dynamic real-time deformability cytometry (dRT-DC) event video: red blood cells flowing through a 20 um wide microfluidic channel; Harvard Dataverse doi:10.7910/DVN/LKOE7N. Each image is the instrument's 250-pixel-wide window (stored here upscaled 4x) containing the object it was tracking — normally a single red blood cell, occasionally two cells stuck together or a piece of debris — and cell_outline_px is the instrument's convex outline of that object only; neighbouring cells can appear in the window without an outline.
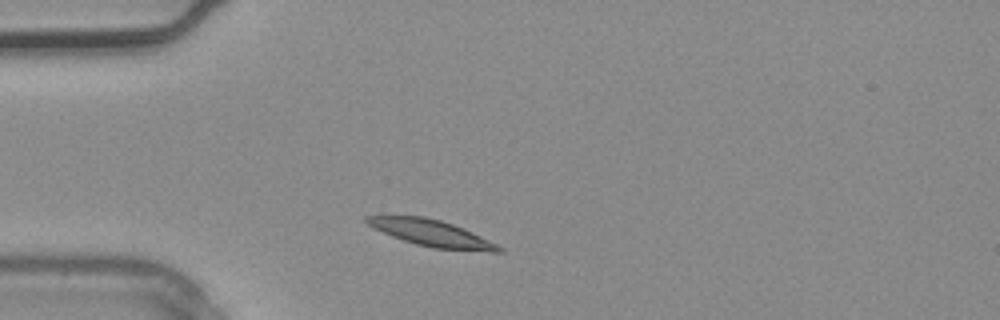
{"species": "common noctule bat (a hibernating species)", "species_latin": "Nyctalus noctula", "temperature_condition": "warm", "stored_images_in_passage": 1, "camera_frame_rate_fps": 3000, "um_per_image_px": 0.085, "animal": {"sex": "male", "body_mass_g": 20.4}, "frame": {"image": 1, "passage_image": 1, "time_ms": 0.0, "image_size_px": [1000, 320], "cell_outline_px": [[504, 252], [488, 252], [432, 248], [416, 244], [392, 236], [372, 228], [364, 220], [364, 216], [424, 216], [440, 220], [464, 228], [504, 248]], "centroid_in_image_um": [36.7, 19.83], "position_along_channel_um": 48.3, "area_um2": 20.35}}